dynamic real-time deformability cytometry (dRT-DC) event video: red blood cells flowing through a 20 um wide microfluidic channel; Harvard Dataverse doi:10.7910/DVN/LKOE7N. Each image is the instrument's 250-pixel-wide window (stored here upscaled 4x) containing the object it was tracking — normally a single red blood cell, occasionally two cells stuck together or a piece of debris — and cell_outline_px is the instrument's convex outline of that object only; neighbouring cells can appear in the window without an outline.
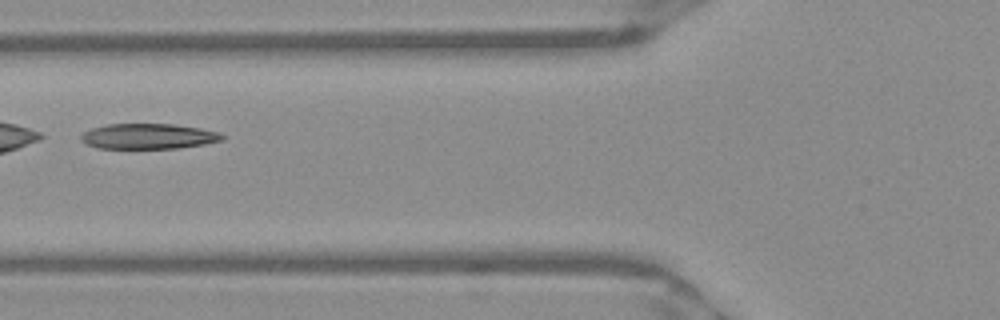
{"species": "Egyptian fruit bat (a non-hibernating species)", "species_latin": "Rousettus aegyptiacus", "temperature_condition": "warm", "stored_images_in_passage": 24, "camera_frame_rate_fps": 3000, "um_per_image_px": 0.085, "frame": {"image": 1, "passage_image": 8, "time_ms": 2.333, "image_size_px": [1000, 320], "cell_outline_px": [[224, 140], [204, 144], [180, 148], [96, 148], [80, 140], [80, 136], [84, 132], [92, 128], [108, 124], [172, 124], [200, 128], [220, 132], [224, 136]], "centroid_in_image_um": [12.63, 11.58], "position_along_channel_um": 113.2, "area_um2": 20.87}}
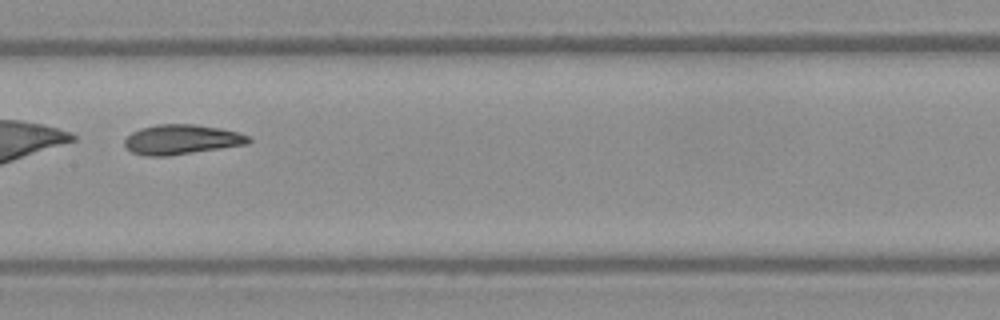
{"frame": {"image": 2, "passage_image": 14, "time_ms": 4.333, "image_size_px": [1000, 320], "cell_outline_px": [[252, 140], [248, 144], [168, 156], [144, 156], [132, 152], [124, 144], [124, 140], [132, 132], [140, 128], [156, 124], [196, 124], [220, 128], [236, 132], [248, 136]], "centroid_in_image_um": [15.42, 11.85], "position_along_channel_um": 192.0, "area_um2": 21.5}}
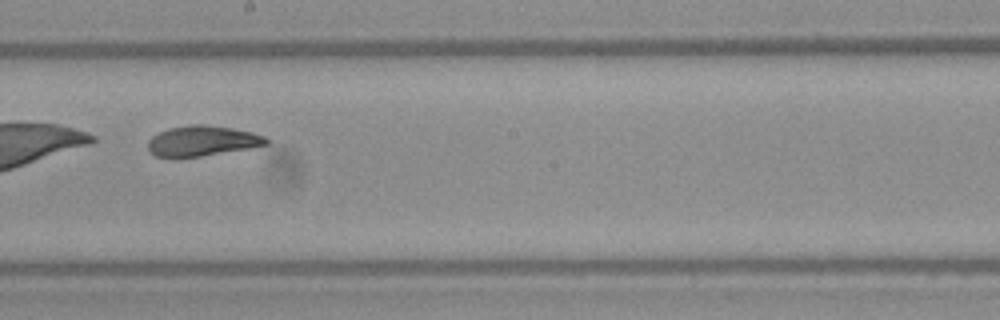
{"frame": {"image": 3, "passage_image": 17, "time_ms": 5.333, "image_size_px": [1000, 320], "cell_outline_px": [[268, 144], [248, 148], [200, 156], [156, 156], [148, 148], [148, 140], [152, 136], [168, 128], [192, 124], [204, 124], [232, 128], [252, 132], [264, 136], [268, 140]], "centroid_in_image_um": [17.2, 11.95], "position_along_channel_um": 231.0, "area_um2": 20.46}}